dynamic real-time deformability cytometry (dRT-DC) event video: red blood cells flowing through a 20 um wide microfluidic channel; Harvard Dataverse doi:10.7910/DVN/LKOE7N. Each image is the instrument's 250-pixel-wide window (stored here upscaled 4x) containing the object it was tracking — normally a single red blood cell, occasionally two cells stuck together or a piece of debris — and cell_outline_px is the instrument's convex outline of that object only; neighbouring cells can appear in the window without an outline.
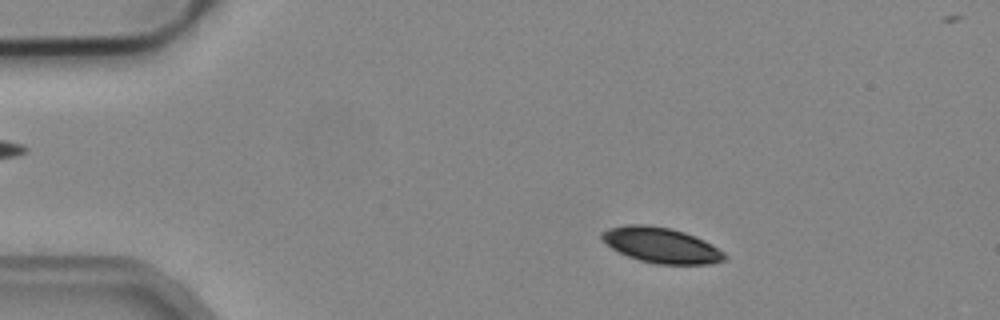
{"species": "common noctule bat (a hibernating species)", "species_latin": "Nyctalus noctula", "temperature_condition": "cold", "stored_images_in_passage": 53, "camera_frame_rate_fps": 3000, "um_per_image_px": 0.085, "animal": {"sex": "male", "body_mass_g": 19.2, "forearm_length_mm": 51.8}, "frame": {"image": 1, "passage_image": 8, "time_ms": 2.333, "image_size_px": [1000, 320], "cell_outline_px": [[728, 256], [724, 260], [708, 264], [656, 264], [640, 260], [628, 256], [612, 248], [600, 236], [600, 232], [608, 228], [624, 224], [648, 224], [672, 228], [684, 232], [704, 240], [712, 244], [724, 252]], "centroid_in_image_um": [56.2, 20.82], "position_along_channel_um": 28.8, "area_um2": 25.37}}
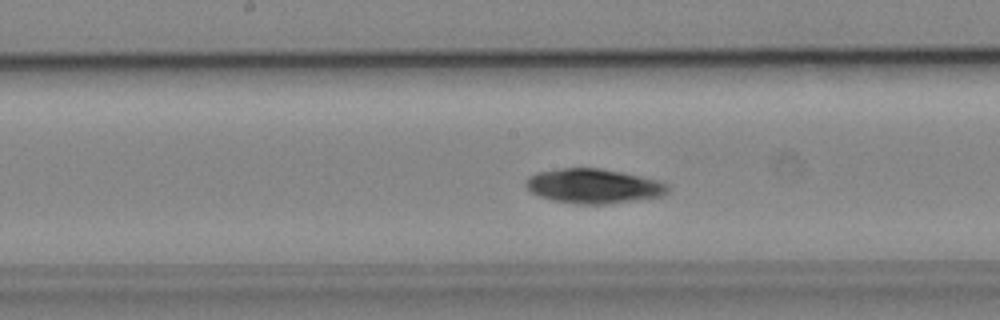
{"frame": {"image": 2, "passage_image": 26, "time_ms": 8.333, "image_size_px": [1000, 320], "cell_outline_px": [[668, 192], [664, 196], [604, 204], [576, 204], [552, 200], [540, 196], [532, 192], [524, 184], [528, 176], [536, 172], [560, 168], [600, 168], [660, 180], [668, 184]], "centroid_in_image_um": [50.45, 15.81], "position_along_channel_um": 197.8, "area_um2": 28.61}}
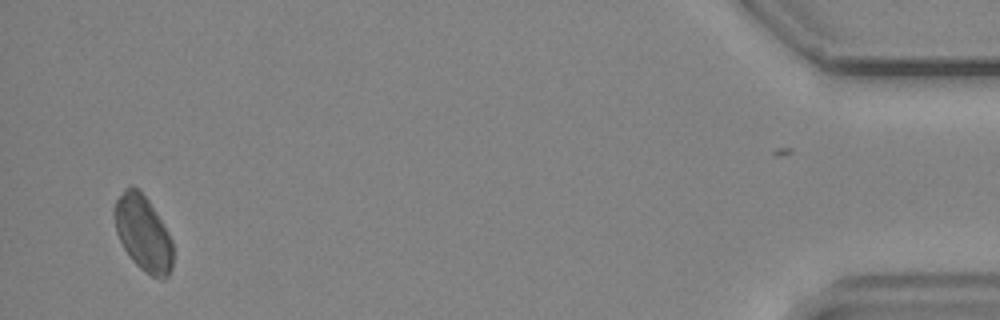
{"frame": {"image": 3, "passage_image": 50, "time_ms": 16.333, "image_size_px": [1000, 320], "cell_outline_px": [[172, 268], [168, 276], [164, 280], [160, 280], [144, 272], [132, 260], [124, 248], [116, 232], [112, 212], [116, 200], [124, 188], [132, 184], [148, 200], [168, 232], [172, 240]], "centroid_in_image_um": [12.15, 19.84], "position_along_channel_um": 423.1, "area_um2": 25.78}}